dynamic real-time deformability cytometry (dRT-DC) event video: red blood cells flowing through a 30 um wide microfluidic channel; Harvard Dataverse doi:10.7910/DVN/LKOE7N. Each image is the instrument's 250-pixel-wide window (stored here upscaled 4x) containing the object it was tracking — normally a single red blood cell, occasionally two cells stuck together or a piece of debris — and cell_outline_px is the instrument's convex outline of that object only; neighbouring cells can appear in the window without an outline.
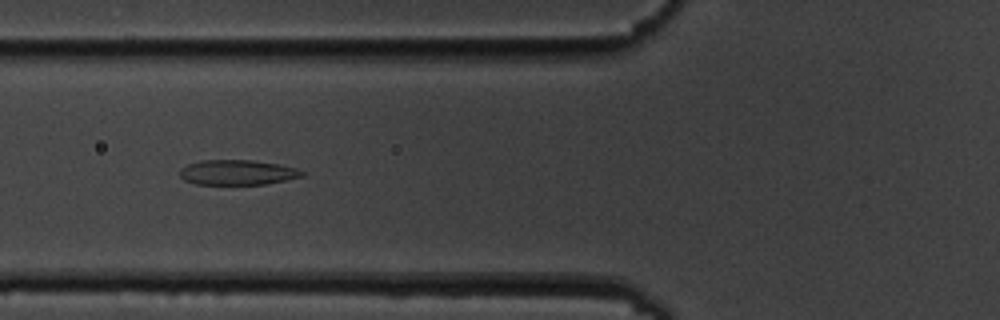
{"species": "common noctule bat (a hibernating species)", "species_latin": "Nyctalus noctula", "temperature_condition": "cold", "stored_images_in_passage": 3, "camera_frame_rate_fps": 3000, "um_per_image_px": 0.085, "animal": {"sex": "male", "body_mass_g": 19.5, "forearm_length_mm": 54.6}, "frame": {"image": 1, "passage_image": 2, "time_ms": 1.0, "image_size_px": [1000, 320], "cell_outline_px": [[304, 176], [264, 184], [196, 184], [184, 180], [180, 176], [180, 168], [188, 164], [200, 160], [252, 160], [276, 164], [296, 168], [304, 172]], "centroid_in_image_um": [20.14, 14.65], "position_along_channel_um": 105.7, "area_um2": 17.69}}
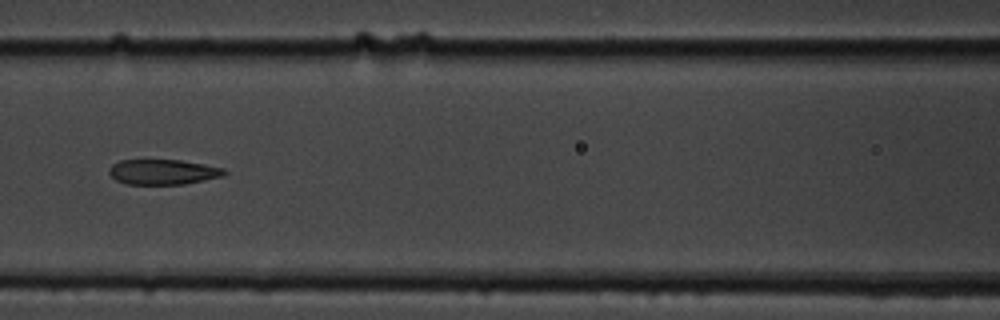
{"frame": {"image": 2, "passage_image": 3, "time_ms": 2.333, "image_size_px": [1000, 320], "cell_outline_px": [[228, 172], [224, 176], [184, 184], [124, 184], [116, 180], [108, 172], [108, 168], [112, 164], [120, 160], [180, 160], [204, 164], [224, 168]], "centroid_in_image_um": [13.85, 14.61], "position_along_channel_um": 152.7, "area_um2": 16.99}}